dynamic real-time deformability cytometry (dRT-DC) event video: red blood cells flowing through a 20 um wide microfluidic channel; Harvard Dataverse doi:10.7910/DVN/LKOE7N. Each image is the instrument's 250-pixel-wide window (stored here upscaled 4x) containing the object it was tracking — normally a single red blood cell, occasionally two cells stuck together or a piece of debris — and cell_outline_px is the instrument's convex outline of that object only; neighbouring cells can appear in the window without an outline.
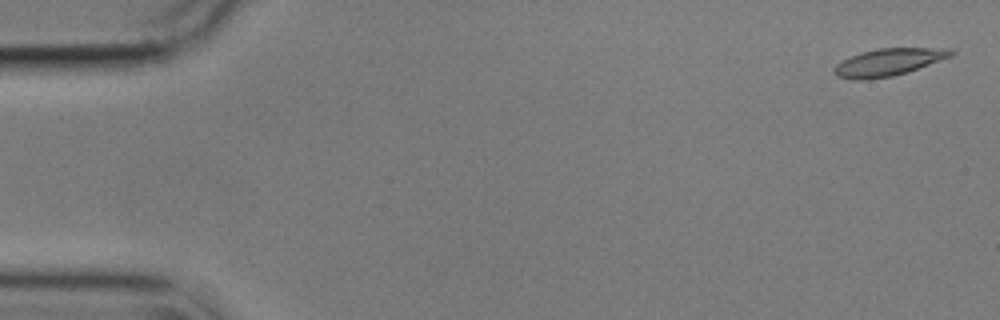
{"species": "common noctule bat (a hibernating species)", "species_latin": "Nyctalus noctula", "temperature_condition": "cold", "stored_images_in_passage": 56, "camera_frame_rate_fps": 3000, "um_per_image_px": 0.085, "animal": {"sex": "male", "body_mass_g": 17.9}, "frame": {"image": 1, "passage_image": 2, "time_ms": 0.333, "image_size_px": [1000, 320], "cell_outline_px": [[956, 52], [952, 56], [908, 72], [892, 76], [868, 80], [852, 80], [836, 76], [832, 72], [832, 68], [836, 64], [860, 52], [876, 48], [952, 48]], "centroid_in_image_um": [75.51, 5.29], "position_along_channel_um": 9.5, "area_um2": 18.84}}
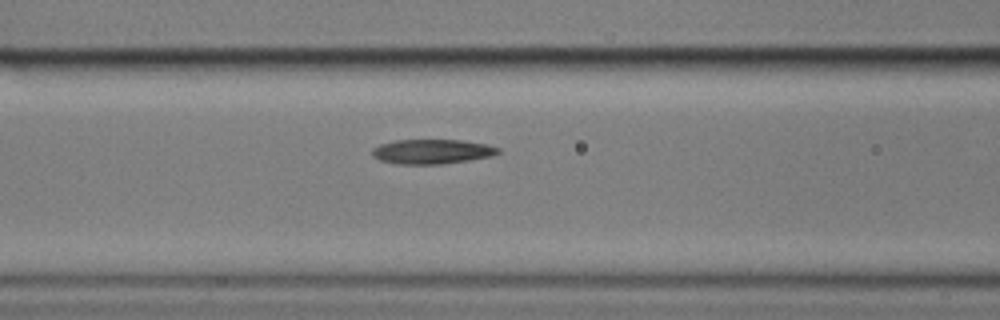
{"frame": {"image": 2, "passage_image": 23, "time_ms": 7.333, "image_size_px": [1000, 320], "cell_outline_px": [[500, 152], [492, 156], [468, 160], [440, 164], [396, 164], [380, 160], [372, 156], [372, 148], [380, 144], [396, 140], [460, 140], [488, 144], [500, 148]], "centroid_in_image_um": [36.71, 12.88], "position_along_channel_um": 129.9, "area_um2": 18.09}}
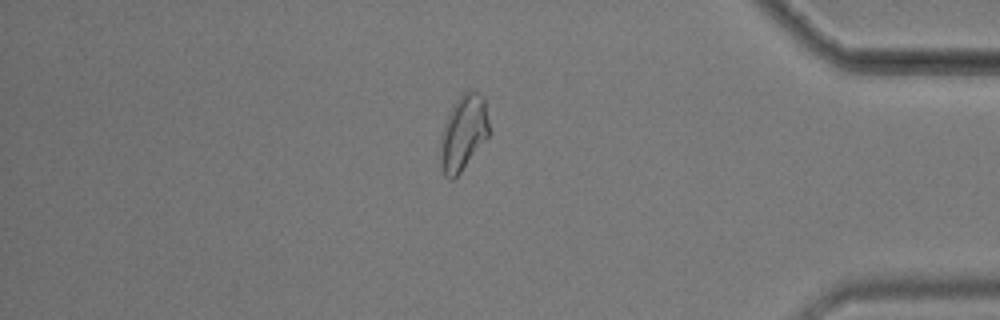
{"frame": {"image": 3, "passage_image": 48, "time_ms": 15.667, "image_size_px": [1000, 320], "cell_outline_px": [[488, 136], [460, 172], [452, 180], [444, 172], [440, 164], [440, 140], [444, 124], [456, 100], [468, 88], [472, 88], [484, 96], [488, 120]], "centroid_in_image_um": [39.39, 11.23], "position_along_channel_um": 395.8, "area_um2": 21.04}, "authors_computed_cell_mechanics": {"area_um2": 18.496, "velocity_mm_per_s": 3.5552, "shape_relaxation_time_tau1_ms": 8.0315, "shape_relaxation_time_tau2_ms": 4.8351, "deformation_change_tau1": 0.2048, "deformation_change_tau2": 0.0979}}